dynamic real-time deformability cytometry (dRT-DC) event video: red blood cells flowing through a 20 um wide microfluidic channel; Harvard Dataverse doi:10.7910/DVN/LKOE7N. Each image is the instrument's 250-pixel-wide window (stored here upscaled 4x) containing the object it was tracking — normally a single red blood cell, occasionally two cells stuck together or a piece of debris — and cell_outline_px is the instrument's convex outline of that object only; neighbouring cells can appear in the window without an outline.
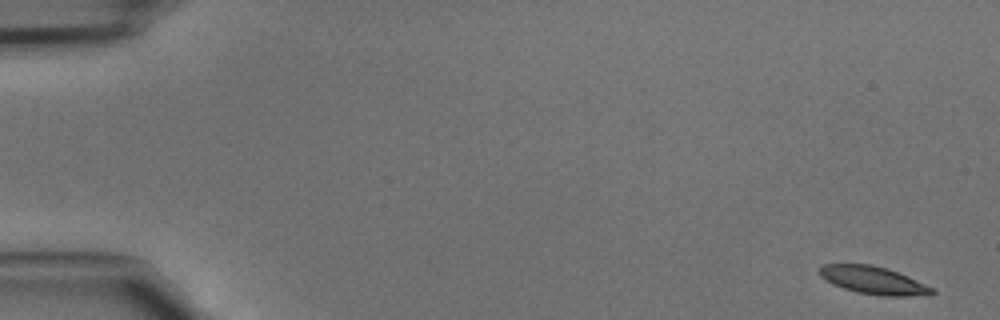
{"species": "common noctule bat (a hibernating species)", "species_latin": "Nyctalus noctula", "temperature_condition": "cold", "stored_images_in_passage": 46, "camera_frame_rate_fps": 3000, "um_per_image_px": 0.085, "animal": {"sex": "male", "body_mass_g": 15.6}, "frame": {"image": 1, "passage_image": 1, "time_ms": 0.0, "image_size_px": [1000, 320], "cell_outline_px": [[936, 292], [932, 296], [880, 296], [856, 292], [832, 284], [820, 276], [820, 268], [824, 264], [872, 264], [888, 268], [908, 276], [936, 288]], "centroid_in_image_um": [74.34, 23.84], "position_along_channel_um": 10.7, "area_um2": 18.55}}
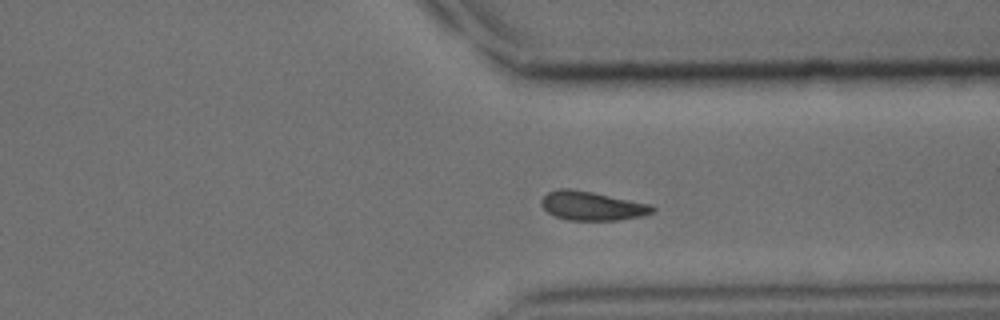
{"frame": {"image": 2, "passage_image": 35, "time_ms": 11.333, "image_size_px": [1000, 320], "cell_outline_px": [[656, 208], [652, 212], [644, 216], [620, 220], [568, 220], [556, 216], [548, 212], [540, 204], [540, 200], [548, 192], [560, 188], [572, 188], [652, 204]], "centroid_in_image_um": [50.34, 17.5], "position_along_channel_um": 361.1, "area_um2": 18.84}}
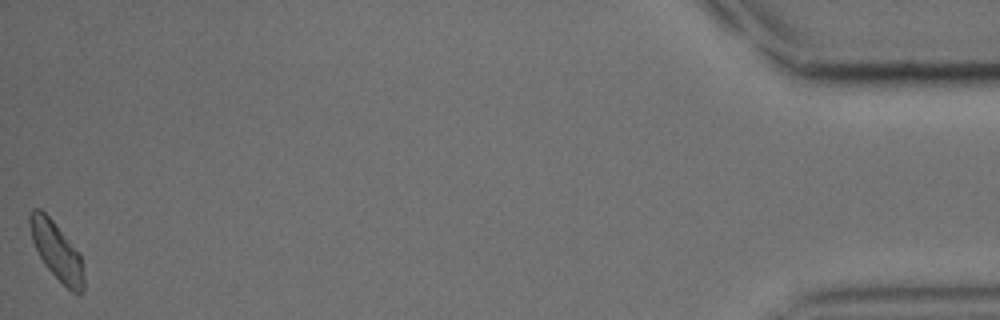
{"frame": {"image": 3, "passage_image": 46, "time_ms": 15.0, "image_size_px": [1000, 320], "cell_outline_px": [[84, 288], [80, 296], [72, 292], [44, 264], [32, 240], [28, 224], [28, 216], [32, 208], [40, 208], [52, 220], [80, 252], [84, 276]], "centroid_in_image_um": [4.82, 21.32], "position_along_channel_um": 430.4, "area_um2": 18.15}}